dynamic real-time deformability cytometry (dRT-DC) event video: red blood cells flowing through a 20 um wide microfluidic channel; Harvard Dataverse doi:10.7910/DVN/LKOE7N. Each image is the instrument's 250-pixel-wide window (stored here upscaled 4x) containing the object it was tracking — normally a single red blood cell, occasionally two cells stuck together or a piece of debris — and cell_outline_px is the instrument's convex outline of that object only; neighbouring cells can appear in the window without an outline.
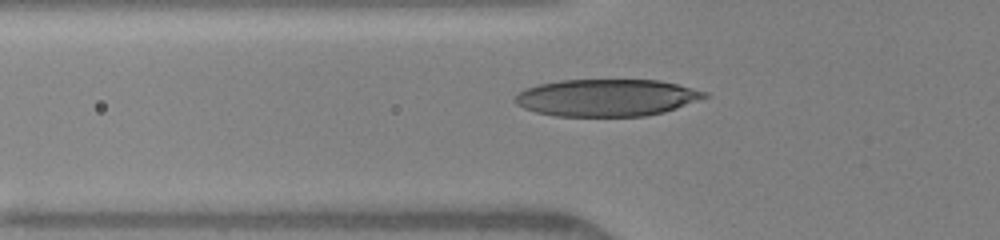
{"species": "human", "species_latin": "Homo sapiens", "temperature_condition": "warm", "stored_images_in_passage": 42, "camera_frame_rate_fps": 3000, "um_per_image_px": 0.085, "donor": {"sex": "female"}, "frame": {"image": 1, "passage_image": 3, "time_ms": 0.333, "image_size_px": [1000, 240], "cell_outline_px": [[708, 96], [676, 108], [664, 112], [644, 116], [556, 116], [536, 112], [524, 108], [516, 104], [512, 100], [524, 88], [540, 84], [560, 80], [660, 80], [708, 92]], "centroid_in_image_um": [51.54, 8.3], "position_along_channel_um": 74.3, "area_um2": 40.86}}
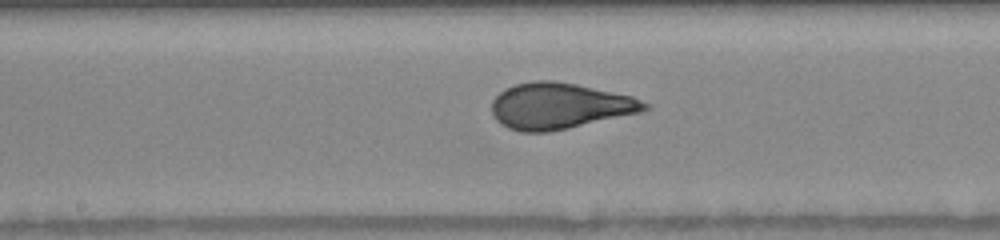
{"frame": {"image": 2, "passage_image": 16, "time_ms": 3.333, "image_size_px": [1000, 240], "cell_outline_px": [[652, 108], [640, 112], [568, 128], [548, 132], [520, 132], [508, 128], [500, 124], [496, 120], [492, 112], [492, 100], [504, 88], [516, 84], [532, 80], [552, 80], [576, 84], [632, 96], [652, 104]], "centroid_in_image_um": [47.55, 9.0], "position_along_channel_um": 200.6, "area_um2": 41.15}}
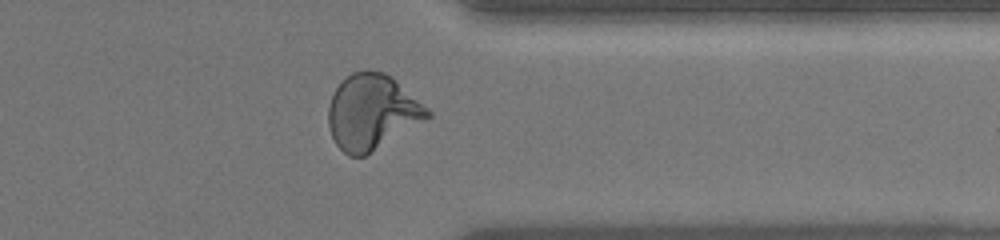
{"frame": {"image": 3, "passage_image": 32, "time_ms": 7.667, "image_size_px": [1000, 240], "cell_outline_px": [[432, 116], [364, 156], [348, 156], [336, 144], [332, 136], [328, 124], [328, 108], [332, 96], [336, 88], [352, 72], [364, 68], [384, 72], [392, 76], [428, 108], [432, 112]], "centroid_in_image_um": [31.62, 9.5], "position_along_channel_um": 379.8, "area_um2": 43.23}, "authors_computed_cell_mechanics": {"area_um2": 40.9224, "velocity_mm_per_s": 4.1873, "shape_relaxation_time_tau1_ms": 4.6546, "shape_relaxation_time_tau2_ms": null, "deformation_change_tau1": 0.2106, "deformation_change_tau2": null}}